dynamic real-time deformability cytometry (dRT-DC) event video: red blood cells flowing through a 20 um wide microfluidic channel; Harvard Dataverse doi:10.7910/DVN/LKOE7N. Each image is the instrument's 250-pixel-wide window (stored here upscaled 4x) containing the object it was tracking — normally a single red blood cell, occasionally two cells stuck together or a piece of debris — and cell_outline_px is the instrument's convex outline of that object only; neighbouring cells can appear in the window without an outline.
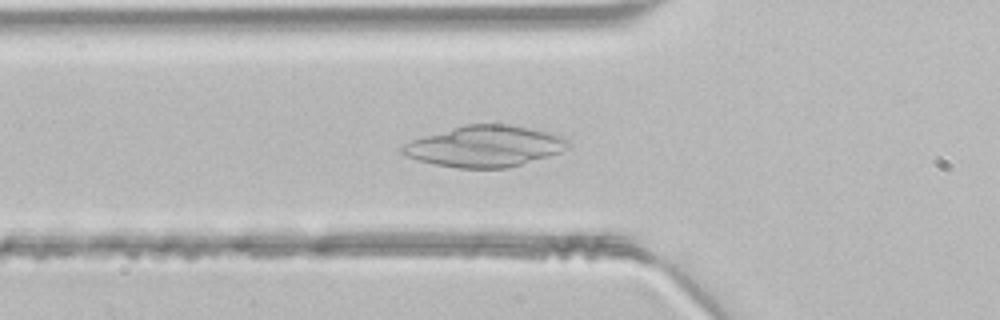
{"species": "common noctule bat (a hibernating species)", "species_latin": "Nyctalus noctula", "temperature_condition": "room temperature", "stored_images_in_passage": 35, "camera_frame_rate_fps": 3000, "um_per_image_px": 0.085, "animal": {"sex": "male", "body_mass_g": 21.5, "forearm_length_mm": 52.0}, "frame": {"image": 1, "passage_image": 4, "time_ms": 1.0, "image_size_px": [1000, 320], "cell_outline_px": [[568, 148], [560, 152], [548, 156], [508, 168], [456, 168], [436, 164], [404, 156], [400, 152], [400, 148], [404, 144], [412, 140], [424, 136], [464, 124], [508, 124], [552, 132], [564, 136], [568, 140]], "centroid_in_image_um": [41.22, 12.43], "position_along_channel_um": 84.6, "area_um2": 39.71}}
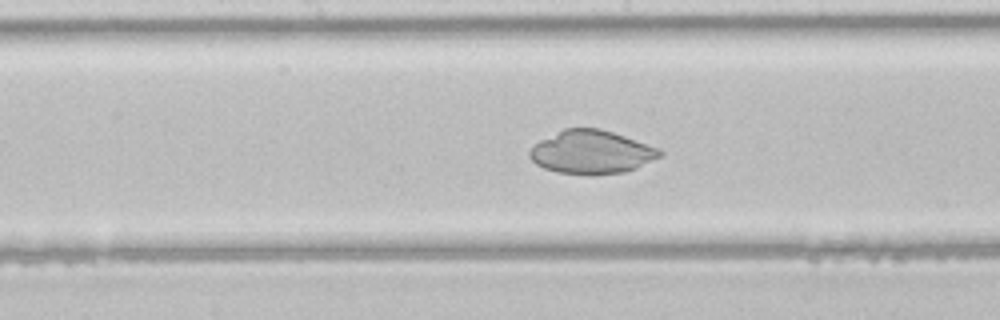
{"frame": {"image": 2, "passage_image": 12, "time_ms": 3.667, "image_size_px": [1000, 320], "cell_outline_px": [[664, 156], [636, 168], [624, 172], [592, 176], [588, 176], [556, 172], [544, 168], [536, 164], [528, 156], [528, 152], [532, 144], [564, 128], [600, 128], [660, 148], [664, 152]], "centroid_in_image_um": [50.28, 12.95], "position_along_channel_um": 197.9, "area_um2": 33.47}}
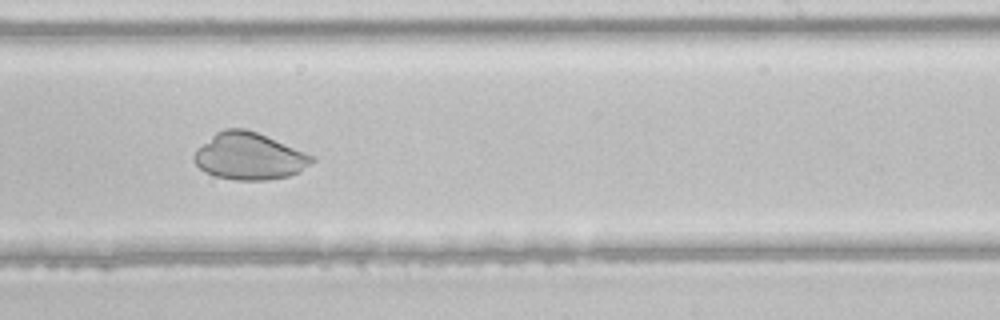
{"frame": {"image": 3, "passage_image": 17, "time_ms": 5.333, "image_size_px": [1000, 320], "cell_outline_px": [[316, 160], [300, 172], [288, 176], [268, 180], [236, 180], [216, 176], [204, 172], [192, 160], [192, 156], [196, 148], [216, 132], [224, 128], [244, 128], [256, 132], [316, 156]], "centroid_in_image_um": [21.18, 13.28], "position_along_channel_um": 267.8, "area_um2": 32.48}}